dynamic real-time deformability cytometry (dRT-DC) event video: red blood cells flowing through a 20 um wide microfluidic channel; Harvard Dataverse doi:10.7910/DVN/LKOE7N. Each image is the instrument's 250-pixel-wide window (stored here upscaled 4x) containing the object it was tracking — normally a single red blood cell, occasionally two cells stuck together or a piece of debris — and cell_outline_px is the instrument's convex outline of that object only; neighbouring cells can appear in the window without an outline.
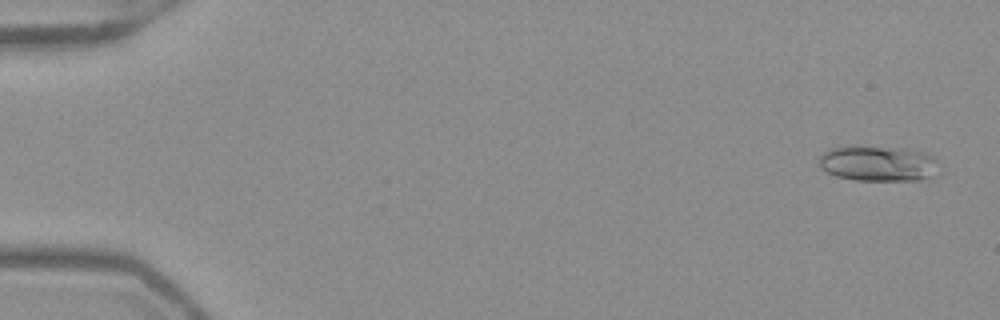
{"species": "Egyptian fruit bat (a non-hibernating species)", "species_latin": "Rousettus aegyptiacus", "temperature_condition": "warm", "stored_images_in_passage": 53, "camera_frame_rate_fps": 3000, "um_per_image_px": 0.085, "frame": {"image": 1, "passage_image": 3, "time_ms": 0.667, "image_size_px": [1000, 320], "cell_outline_px": [[936, 176], [920, 180], [856, 180], [836, 176], [820, 168], [820, 156], [828, 148], [900, 148], [920, 152], [932, 156], [936, 160]], "centroid_in_image_um": [74.65, 13.94], "position_along_channel_um": 10.3, "area_um2": 24.04}}
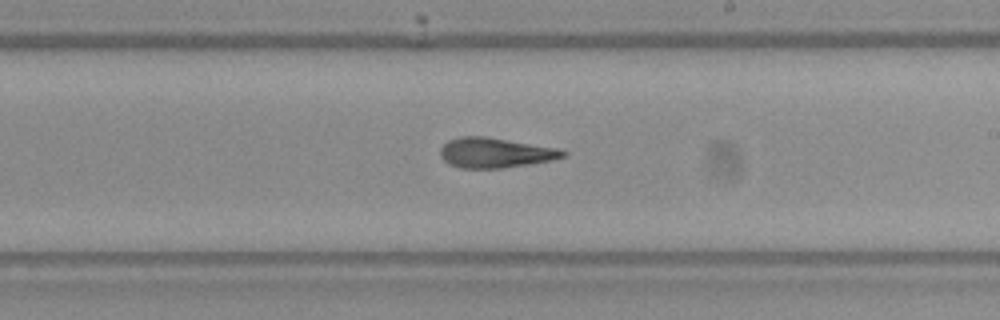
{"frame": {"image": 2, "passage_image": 32, "time_ms": 10.333, "image_size_px": [1000, 320], "cell_outline_px": [[568, 152], [564, 156], [552, 160], [528, 164], [500, 168], [460, 168], [448, 164], [440, 156], [440, 148], [448, 140], [460, 136], [484, 136], [560, 148]], "centroid_in_image_um": [42.08, 12.98], "position_along_channel_um": 246.9, "area_um2": 21.5}}
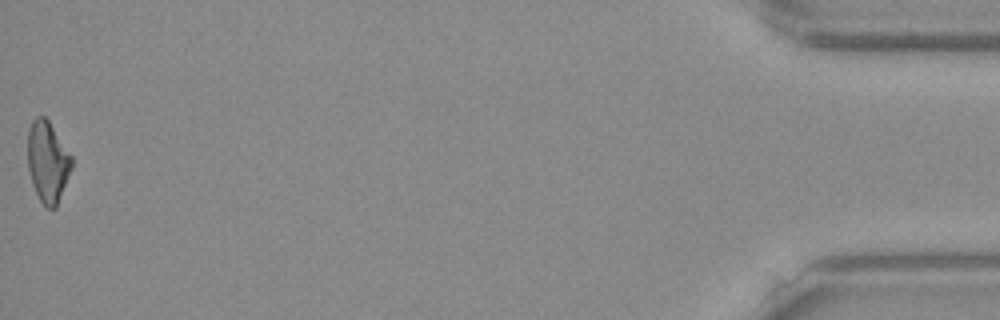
{"frame": {"image": 3, "passage_image": 53, "time_ms": 17.333, "image_size_px": [1000, 320], "cell_outline_px": [[72, 168], [56, 208], [44, 208], [32, 184], [28, 168], [28, 128], [32, 120], [36, 116], [44, 116], [48, 120], [72, 156]], "centroid_in_image_um": [4.05, 13.76], "position_along_channel_um": 431.2, "area_um2": 20.81}, "authors_computed_cell_mechanics": {"area_um2": 21.675, "velocity_mm_per_s": 3.9584, "shape_relaxation_time_tau1_ms": 7.6355, "shape_relaxation_time_tau2_ms": 2.0574, "deformation_change_tau1": 0.2344, "deformation_change_tau2": 0.1197}}